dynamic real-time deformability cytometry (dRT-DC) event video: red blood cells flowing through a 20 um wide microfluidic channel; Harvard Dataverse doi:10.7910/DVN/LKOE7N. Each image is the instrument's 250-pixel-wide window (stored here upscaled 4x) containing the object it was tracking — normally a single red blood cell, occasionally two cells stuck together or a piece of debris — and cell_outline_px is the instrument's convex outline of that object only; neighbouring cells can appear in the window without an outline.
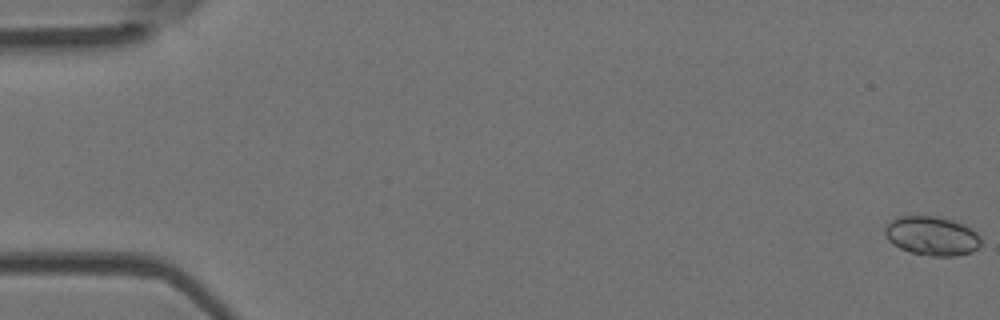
{"species": "Egyptian fruit bat (a non-hibernating species)", "species_latin": "Rousettus aegyptiacus", "temperature_condition": "room temperature", "stored_images_in_passage": 40, "camera_frame_rate_fps": 3000, "um_per_image_px": 0.085, "animal": {"sex": "female"}, "frame": {"image": 1, "passage_image": 1, "time_ms": 0.0, "image_size_px": [1000, 320], "cell_outline_px": [[980, 244], [972, 252], [956, 256], [932, 256], [908, 252], [892, 244], [888, 240], [884, 232], [884, 224], [896, 216], [936, 216], [952, 220], [964, 224], [972, 228], [980, 236]], "centroid_in_image_um": [79.17, 20.04], "position_along_channel_um": 5.8, "area_um2": 22.2}}
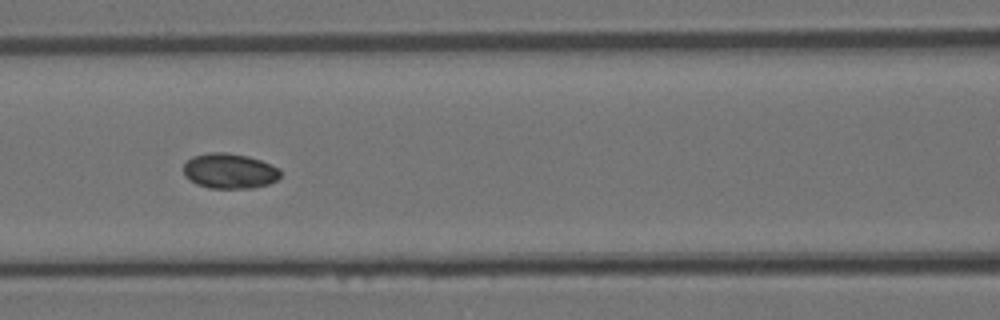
{"frame": {"image": 2, "passage_image": 23, "time_ms": 7.333, "image_size_px": [1000, 320], "cell_outline_px": [[280, 176], [276, 180], [268, 184], [252, 188], [208, 188], [196, 184], [184, 176], [184, 164], [192, 156], [208, 152], [224, 152], [248, 156], [260, 160], [280, 168]], "centroid_in_image_um": [19.49, 14.53], "position_along_channel_um": 147.1, "area_um2": 19.94}}
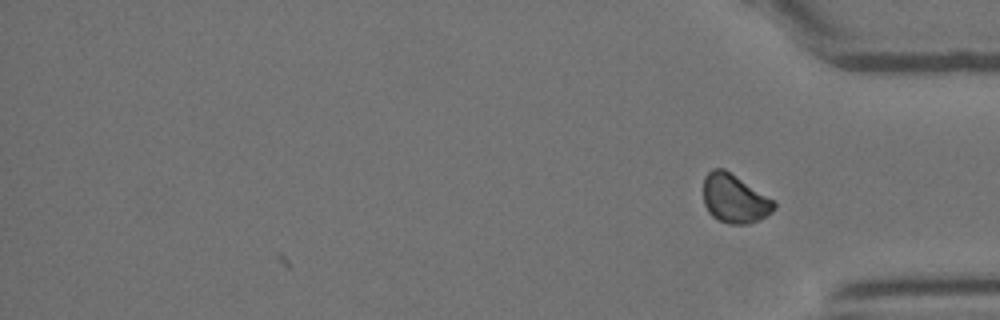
{"frame": {"image": 3, "passage_image": 40, "time_ms": 13.0, "image_size_px": [1000, 320], "cell_outline_px": [[776, 208], [772, 212], [748, 224], [728, 224], [716, 220], [708, 212], [704, 204], [704, 176], [712, 168], [724, 168], [772, 200], [776, 204]], "centroid_in_image_um": [62.38, 16.89], "position_along_channel_um": 372.8, "area_um2": 19.83}}